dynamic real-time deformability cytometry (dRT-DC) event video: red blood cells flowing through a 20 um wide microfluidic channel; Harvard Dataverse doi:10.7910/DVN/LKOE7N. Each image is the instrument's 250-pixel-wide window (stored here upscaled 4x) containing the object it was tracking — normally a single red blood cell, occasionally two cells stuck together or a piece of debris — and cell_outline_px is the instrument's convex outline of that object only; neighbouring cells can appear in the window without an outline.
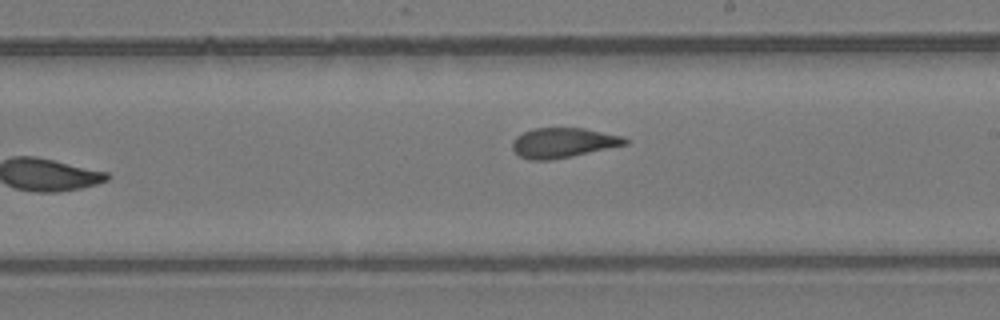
{"species": "common noctule bat (a hibernating species)", "species_latin": "Nyctalus noctula", "temperature_condition": "room temperature", "stored_images_in_passage": 7, "camera_frame_rate_fps": 3000, "um_per_image_px": 0.085, "animal": {"sex": "female", "body_mass_g": 24.6, "forearm_length_mm": 56.2}, "frame": {"image": 1, "passage_image": 6, "time_ms": 1.667, "image_size_px": [1000, 320], "cell_outline_px": [[628, 144], [552, 160], [532, 160], [520, 156], [512, 148], [512, 140], [516, 136], [532, 128], [584, 128], [624, 136], [628, 140]], "centroid_in_image_um": [47.87, 12.12], "position_along_channel_um": 241.1, "area_um2": 19.59}}
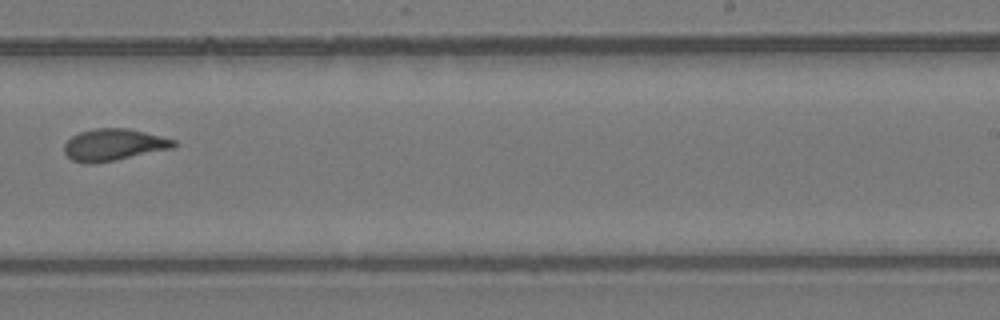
{"frame": {"image": 2, "passage_image": 7, "time_ms": 2.0, "image_size_px": [1000, 320], "cell_outline_px": [[176, 144], [172, 148], [92, 164], [88, 164], [72, 160], [64, 152], [64, 144], [72, 136], [80, 132], [96, 128], [128, 128], [176, 140]], "centroid_in_image_um": [9.63, 12.29], "position_along_channel_um": 279.4, "area_um2": 19.94}}